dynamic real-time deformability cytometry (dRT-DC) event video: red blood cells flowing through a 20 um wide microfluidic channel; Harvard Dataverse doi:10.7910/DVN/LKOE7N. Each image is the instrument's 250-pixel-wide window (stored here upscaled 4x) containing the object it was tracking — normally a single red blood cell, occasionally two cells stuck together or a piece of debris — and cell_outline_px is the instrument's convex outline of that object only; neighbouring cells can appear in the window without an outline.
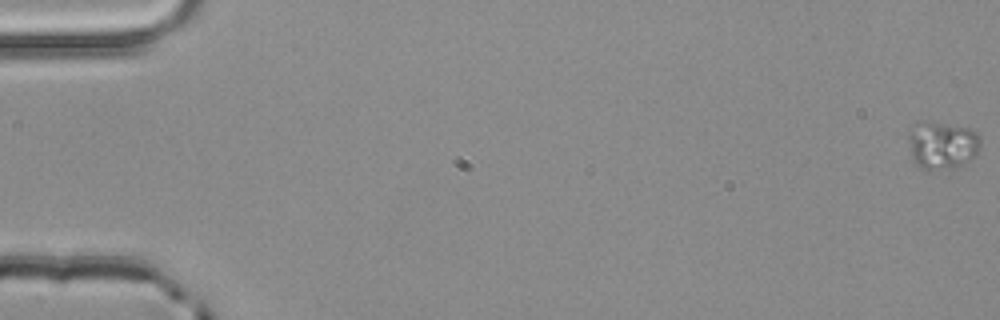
{"species": "common noctule bat (a hibernating species)", "species_latin": "Nyctalus noctula", "temperature_condition": "room temperature", "stored_images_in_passage": 4, "camera_frame_rate_fps": 3000, "um_per_image_px": 0.085, "animal": {"sex": "male", "body_mass_g": 20.4}, "frame": {"image": 1, "passage_image": 1, "time_ms": 0.0, "image_size_px": [1000, 320], "cell_outline_px": [[980, 144], [976, 156], [952, 168], [924, 168], [916, 164], [912, 156], [912, 124], [916, 120], [924, 120], [968, 128], [976, 132], [980, 136]], "centroid_in_image_um": [80.13, 12.29], "position_along_channel_um": 4.9, "area_um2": 19.36}}